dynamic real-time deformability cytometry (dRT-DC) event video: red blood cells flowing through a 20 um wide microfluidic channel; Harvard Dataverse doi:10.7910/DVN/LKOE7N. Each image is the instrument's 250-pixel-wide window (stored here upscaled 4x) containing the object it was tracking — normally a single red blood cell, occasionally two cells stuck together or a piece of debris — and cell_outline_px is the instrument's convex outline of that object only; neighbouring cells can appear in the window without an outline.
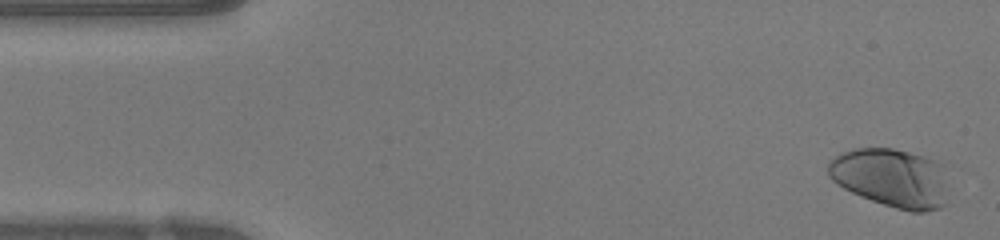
{"species": "human", "species_latin": "Homo sapiens", "temperature_condition": "warm", "stored_images_in_passage": 48, "camera_frame_rate_fps": 3000, "um_per_image_px": 0.085, "donor": {"sex": "female"}, "frame": {"image": 1, "passage_image": 2, "time_ms": 0.333, "image_size_px": [1000, 240], "cell_outline_px": [[948, 204], [940, 208], [924, 212], [912, 212], [896, 208], [860, 196], [836, 184], [828, 176], [828, 164], [836, 156], [852, 148], [892, 148], [924, 156], [944, 164]], "centroid_in_image_um": [75.8, 15.13], "position_along_channel_um": 9.2, "area_um2": 41.56}}
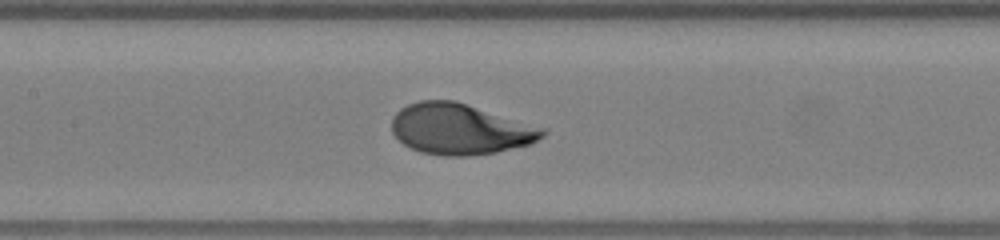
{"frame": {"image": 2, "passage_image": 22, "time_ms": 7.0, "image_size_px": [1000, 240], "cell_outline_px": [[548, 132], [544, 136], [528, 144], [496, 152], [468, 156], [444, 156], [420, 152], [404, 144], [392, 132], [392, 116], [400, 108], [408, 104], [420, 100], [452, 100], [548, 128]], "centroid_in_image_um": [39.11, 10.97], "position_along_channel_um": 168.3, "area_um2": 44.62}}
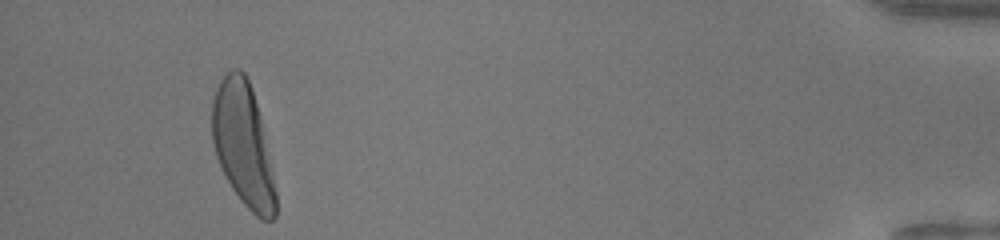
{"frame": {"image": 3, "passage_image": 45, "time_ms": 14.667, "image_size_px": [1000, 240], "cell_outline_px": [[276, 216], [272, 220], [260, 220], [240, 200], [232, 188], [216, 156], [212, 140], [212, 100], [220, 80], [232, 68], [240, 68], [244, 72], [252, 88], [260, 116], [272, 168], [276, 192]], "centroid_in_image_um": [20.67, 12.29], "position_along_channel_um": 414.5, "area_um2": 45.49}, "authors_computed_cell_mechanics": {"area_um2": 43.7546, "velocity_mm_per_s": 4.2147, "shape_relaxation_time_tau1_ms": 3.0326, "shape_relaxation_time_tau2_ms": null, "deformation_change_tau1": 0.2151, "deformation_change_tau2": null}}